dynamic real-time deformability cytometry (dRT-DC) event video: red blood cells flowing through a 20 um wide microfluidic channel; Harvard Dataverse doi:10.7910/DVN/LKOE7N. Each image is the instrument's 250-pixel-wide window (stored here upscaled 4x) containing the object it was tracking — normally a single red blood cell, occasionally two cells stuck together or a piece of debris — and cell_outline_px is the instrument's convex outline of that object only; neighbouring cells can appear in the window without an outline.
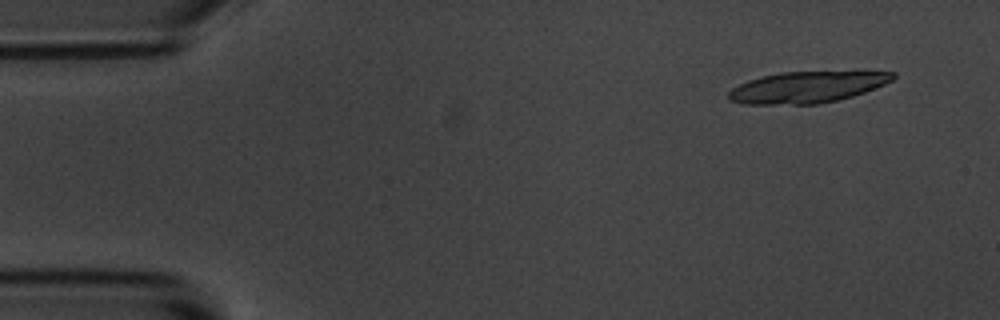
{"species": "common noctule bat (a hibernating species)", "species_latin": "Nyctalus noctula", "temperature_condition": "room temperature", "stored_images_in_passage": 5, "segment_of_instrument_passage": [1, 2], "camera_frame_rate_fps": 3000, "um_per_image_px": 0.085, "animal": {"sex": "male", "body_mass_g": 20.1, "forearm_length_mm": 53.5}, "frame": {"image": 1, "passage_image": 1, "time_ms": 0.0, "image_size_px": [1000, 320], "cell_outline_px": [[896, 76], [892, 80], [884, 84], [864, 92], [852, 96], [820, 104], [744, 104], [728, 100], [728, 92], [732, 88], [748, 80], [780, 72], [896, 72]], "centroid_in_image_um": [68.56, 7.42], "position_along_channel_um": 16.4, "area_um2": 29.65}}